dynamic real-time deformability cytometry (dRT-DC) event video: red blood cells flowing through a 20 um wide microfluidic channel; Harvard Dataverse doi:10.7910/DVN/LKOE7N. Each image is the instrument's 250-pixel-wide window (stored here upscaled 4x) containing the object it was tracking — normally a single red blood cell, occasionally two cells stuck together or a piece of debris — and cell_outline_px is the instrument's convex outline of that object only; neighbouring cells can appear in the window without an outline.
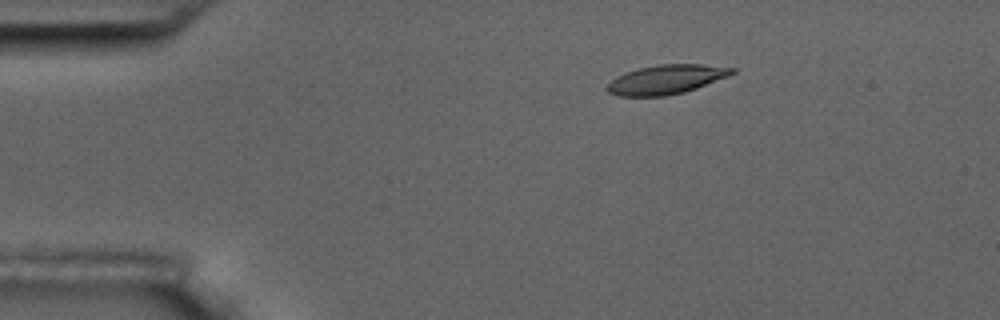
{"species": "common noctule bat (a hibernating species)", "species_latin": "Nyctalus noctula", "temperature_condition": "room temperature", "stored_images_in_passage": 3, "camera_frame_rate_fps": 3000, "um_per_image_px": 0.085, "animal": {"sex": "male", "body_mass_g": 17.5, "forearm_length_mm": 52.3}, "frame": {"image": 1, "passage_image": 2, "time_ms": 1.0, "image_size_px": [1000, 320], "cell_outline_px": [[736, 72], [728, 76], [696, 88], [684, 92], [664, 96], [620, 96], [608, 92], [604, 88], [616, 76], [640, 68], [660, 64], [700, 64], [736, 68]], "centroid_in_image_um": [56.63, 6.75], "position_along_channel_um": 28.4, "area_um2": 21.1}}